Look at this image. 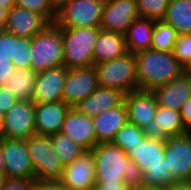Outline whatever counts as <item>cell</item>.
<instances>
[{"mask_svg": "<svg viewBox=\"0 0 191 190\" xmlns=\"http://www.w3.org/2000/svg\"><path fill=\"white\" fill-rule=\"evenodd\" d=\"M127 154L143 171V188H164L176 182L164 160V137L150 134Z\"/></svg>", "mask_w": 191, "mask_h": 190, "instance_id": "6da1fadb", "label": "cell"}, {"mask_svg": "<svg viewBox=\"0 0 191 190\" xmlns=\"http://www.w3.org/2000/svg\"><path fill=\"white\" fill-rule=\"evenodd\" d=\"M135 59L139 90L152 91L185 72V67L177 61L173 52L150 48L135 53Z\"/></svg>", "mask_w": 191, "mask_h": 190, "instance_id": "7a4b0ae2", "label": "cell"}, {"mask_svg": "<svg viewBox=\"0 0 191 190\" xmlns=\"http://www.w3.org/2000/svg\"><path fill=\"white\" fill-rule=\"evenodd\" d=\"M63 65L67 69L94 66L93 49L100 27L60 28Z\"/></svg>", "mask_w": 191, "mask_h": 190, "instance_id": "3957f363", "label": "cell"}, {"mask_svg": "<svg viewBox=\"0 0 191 190\" xmlns=\"http://www.w3.org/2000/svg\"><path fill=\"white\" fill-rule=\"evenodd\" d=\"M31 69L37 73L63 65L62 30L50 23L31 38Z\"/></svg>", "mask_w": 191, "mask_h": 190, "instance_id": "277c9868", "label": "cell"}, {"mask_svg": "<svg viewBox=\"0 0 191 190\" xmlns=\"http://www.w3.org/2000/svg\"><path fill=\"white\" fill-rule=\"evenodd\" d=\"M98 85L119 90L124 95L138 90L135 53L94 65Z\"/></svg>", "mask_w": 191, "mask_h": 190, "instance_id": "5b68a950", "label": "cell"}, {"mask_svg": "<svg viewBox=\"0 0 191 190\" xmlns=\"http://www.w3.org/2000/svg\"><path fill=\"white\" fill-rule=\"evenodd\" d=\"M105 0H65L56 8L59 28L100 27Z\"/></svg>", "mask_w": 191, "mask_h": 190, "instance_id": "8992f818", "label": "cell"}, {"mask_svg": "<svg viewBox=\"0 0 191 190\" xmlns=\"http://www.w3.org/2000/svg\"><path fill=\"white\" fill-rule=\"evenodd\" d=\"M26 144L36 180H59L64 165L54 152L51 136L34 134L26 139Z\"/></svg>", "mask_w": 191, "mask_h": 190, "instance_id": "52a82bcc", "label": "cell"}, {"mask_svg": "<svg viewBox=\"0 0 191 190\" xmlns=\"http://www.w3.org/2000/svg\"><path fill=\"white\" fill-rule=\"evenodd\" d=\"M96 182L124 181L123 174L130 161L128 154L112 142L97 144L92 150Z\"/></svg>", "mask_w": 191, "mask_h": 190, "instance_id": "ba28073f", "label": "cell"}, {"mask_svg": "<svg viewBox=\"0 0 191 190\" xmlns=\"http://www.w3.org/2000/svg\"><path fill=\"white\" fill-rule=\"evenodd\" d=\"M34 110V101L18 100L4 114V123L0 137L7 139H28L36 134Z\"/></svg>", "mask_w": 191, "mask_h": 190, "instance_id": "9c48e42d", "label": "cell"}, {"mask_svg": "<svg viewBox=\"0 0 191 190\" xmlns=\"http://www.w3.org/2000/svg\"><path fill=\"white\" fill-rule=\"evenodd\" d=\"M166 166L177 180H191V132L165 138Z\"/></svg>", "mask_w": 191, "mask_h": 190, "instance_id": "30bf717a", "label": "cell"}, {"mask_svg": "<svg viewBox=\"0 0 191 190\" xmlns=\"http://www.w3.org/2000/svg\"><path fill=\"white\" fill-rule=\"evenodd\" d=\"M98 87L94 66L68 69L62 93L63 102L70 107H75Z\"/></svg>", "mask_w": 191, "mask_h": 190, "instance_id": "8fae6325", "label": "cell"}, {"mask_svg": "<svg viewBox=\"0 0 191 190\" xmlns=\"http://www.w3.org/2000/svg\"><path fill=\"white\" fill-rule=\"evenodd\" d=\"M3 159L7 178H35V171L29 157L26 139L1 138Z\"/></svg>", "mask_w": 191, "mask_h": 190, "instance_id": "7c38bea8", "label": "cell"}, {"mask_svg": "<svg viewBox=\"0 0 191 190\" xmlns=\"http://www.w3.org/2000/svg\"><path fill=\"white\" fill-rule=\"evenodd\" d=\"M137 18L139 13L136 0H105L100 28L124 35Z\"/></svg>", "mask_w": 191, "mask_h": 190, "instance_id": "4fadbf2b", "label": "cell"}, {"mask_svg": "<svg viewBox=\"0 0 191 190\" xmlns=\"http://www.w3.org/2000/svg\"><path fill=\"white\" fill-rule=\"evenodd\" d=\"M128 121L152 134L157 101L152 91L135 90L124 96Z\"/></svg>", "mask_w": 191, "mask_h": 190, "instance_id": "5bb4252c", "label": "cell"}, {"mask_svg": "<svg viewBox=\"0 0 191 190\" xmlns=\"http://www.w3.org/2000/svg\"><path fill=\"white\" fill-rule=\"evenodd\" d=\"M95 160L91 151H85L72 163L64 165L59 181L72 190H93L95 180Z\"/></svg>", "mask_w": 191, "mask_h": 190, "instance_id": "9a60e30c", "label": "cell"}, {"mask_svg": "<svg viewBox=\"0 0 191 190\" xmlns=\"http://www.w3.org/2000/svg\"><path fill=\"white\" fill-rule=\"evenodd\" d=\"M60 133L83 147L86 151L97 145L96 131L92 117H89L75 107L67 112Z\"/></svg>", "mask_w": 191, "mask_h": 190, "instance_id": "2e32d148", "label": "cell"}, {"mask_svg": "<svg viewBox=\"0 0 191 190\" xmlns=\"http://www.w3.org/2000/svg\"><path fill=\"white\" fill-rule=\"evenodd\" d=\"M68 69L62 65L36 73L33 101L61 102Z\"/></svg>", "mask_w": 191, "mask_h": 190, "instance_id": "e0dca14e", "label": "cell"}, {"mask_svg": "<svg viewBox=\"0 0 191 190\" xmlns=\"http://www.w3.org/2000/svg\"><path fill=\"white\" fill-rule=\"evenodd\" d=\"M49 24L39 13L14 5L8 10L4 30L17 37L32 38Z\"/></svg>", "mask_w": 191, "mask_h": 190, "instance_id": "ac0fdd59", "label": "cell"}, {"mask_svg": "<svg viewBox=\"0 0 191 190\" xmlns=\"http://www.w3.org/2000/svg\"><path fill=\"white\" fill-rule=\"evenodd\" d=\"M158 105L180 111L191 97V73L182 75L152 90Z\"/></svg>", "mask_w": 191, "mask_h": 190, "instance_id": "d6986e66", "label": "cell"}, {"mask_svg": "<svg viewBox=\"0 0 191 190\" xmlns=\"http://www.w3.org/2000/svg\"><path fill=\"white\" fill-rule=\"evenodd\" d=\"M70 108L63 101L35 103L36 134L53 135L59 133Z\"/></svg>", "mask_w": 191, "mask_h": 190, "instance_id": "ffe728a7", "label": "cell"}, {"mask_svg": "<svg viewBox=\"0 0 191 190\" xmlns=\"http://www.w3.org/2000/svg\"><path fill=\"white\" fill-rule=\"evenodd\" d=\"M92 120L97 144L112 142L116 133L129 122L125 102L92 117Z\"/></svg>", "mask_w": 191, "mask_h": 190, "instance_id": "44dd1931", "label": "cell"}, {"mask_svg": "<svg viewBox=\"0 0 191 190\" xmlns=\"http://www.w3.org/2000/svg\"><path fill=\"white\" fill-rule=\"evenodd\" d=\"M124 96L119 90L99 86L90 96L81 100L75 108L89 117H94L120 105L124 101Z\"/></svg>", "mask_w": 191, "mask_h": 190, "instance_id": "7402d4cb", "label": "cell"}, {"mask_svg": "<svg viewBox=\"0 0 191 190\" xmlns=\"http://www.w3.org/2000/svg\"><path fill=\"white\" fill-rule=\"evenodd\" d=\"M125 36L100 29L93 49L94 65L119 58L127 53Z\"/></svg>", "mask_w": 191, "mask_h": 190, "instance_id": "603a6c76", "label": "cell"}, {"mask_svg": "<svg viewBox=\"0 0 191 190\" xmlns=\"http://www.w3.org/2000/svg\"><path fill=\"white\" fill-rule=\"evenodd\" d=\"M155 20L147 18L135 19L124 34L127 51L137 53L151 48Z\"/></svg>", "mask_w": 191, "mask_h": 190, "instance_id": "cb8c5ba5", "label": "cell"}, {"mask_svg": "<svg viewBox=\"0 0 191 190\" xmlns=\"http://www.w3.org/2000/svg\"><path fill=\"white\" fill-rule=\"evenodd\" d=\"M185 133L187 131L184 129L180 111L157 105L152 134L167 138Z\"/></svg>", "mask_w": 191, "mask_h": 190, "instance_id": "d4e9b609", "label": "cell"}, {"mask_svg": "<svg viewBox=\"0 0 191 190\" xmlns=\"http://www.w3.org/2000/svg\"><path fill=\"white\" fill-rule=\"evenodd\" d=\"M163 21L178 34L191 33V0H170Z\"/></svg>", "mask_w": 191, "mask_h": 190, "instance_id": "484cf974", "label": "cell"}, {"mask_svg": "<svg viewBox=\"0 0 191 190\" xmlns=\"http://www.w3.org/2000/svg\"><path fill=\"white\" fill-rule=\"evenodd\" d=\"M5 87L19 100L33 101L36 73L31 68H16Z\"/></svg>", "mask_w": 191, "mask_h": 190, "instance_id": "4316f807", "label": "cell"}, {"mask_svg": "<svg viewBox=\"0 0 191 190\" xmlns=\"http://www.w3.org/2000/svg\"><path fill=\"white\" fill-rule=\"evenodd\" d=\"M150 134V132L128 122L116 133L112 143L128 153L140 142H145Z\"/></svg>", "mask_w": 191, "mask_h": 190, "instance_id": "83f0119b", "label": "cell"}, {"mask_svg": "<svg viewBox=\"0 0 191 190\" xmlns=\"http://www.w3.org/2000/svg\"><path fill=\"white\" fill-rule=\"evenodd\" d=\"M50 136L52 138L54 152L57 153L63 165L72 163L86 151L83 147L60 132Z\"/></svg>", "mask_w": 191, "mask_h": 190, "instance_id": "f1b7e54d", "label": "cell"}, {"mask_svg": "<svg viewBox=\"0 0 191 190\" xmlns=\"http://www.w3.org/2000/svg\"><path fill=\"white\" fill-rule=\"evenodd\" d=\"M178 33L163 20L155 21L151 48L162 52H173Z\"/></svg>", "mask_w": 191, "mask_h": 190, "instance_id": "f546056e", "label": "cell"}, {"mask_svg": "<svg viewBox=\"0 0 191 190\" xmlns=\"http://www.w3.org/2000/svg\"><path fill=\"white\" fill-rule=\"evenodd\" d=\"M31 38L12 34V62L15 68H31Z\"/></svg>", "mask_w": 191, "mask_h": 190, "instance_id": "4dcf8cb0", "label": "cell"}, {"mask_svg": "<svg viewBox=\"0 0 191 190\" xmlns=\"http://www.w3.org/2000/svg\"><path fill=\"white\" fill-rule=\"evenodd\" d=\"M140 18L163 20L170 0H136Z\"/></svg>", "mask_w": 191, "mask_h": 190, "instance_id": "1f68e13d", "label": "cell"}, {"mask_svg": "<svg viewBox=\"0 0 191 190\" xmlns=\"http://www.w3.org/2000/svg\"><path fill=\"white\" fill-rule=\"evenodd\" d=\"M15 5L39 13L49 23L55 21L56 7L50 0H16Z\"/></svg>", "mask_w": 191, "mask_h": 190, "instance_id": "d6a6232c", "label": "cell"}, {"mask_svg": "<svg viewBox=\"0 0 191 190\" xmlns=\"http://www.w3.org/2000/svg\"><path fill=\"white\" fill-rule=\"evenodd\" d=\"M173 55L183 67L191 62V33L178 34Z\"/></svg>", "mask_w": 191, "mask_h": 190, "instance_id": "836d02e7", "label": "cell"}, {"mask_svg": "<svg viewBox=\"0 0 191 190\" xmlns=\"http://www.w3.org/2000/svg\"><path fill=\"white\" fill-rule=\"evenodd\" d=\"M123 174L124 182L132 189L139 190L143 188V171L130 160Z\"/></svg>", "mask_w": 191, "mask_h": 190, "instance_id": "e575fe53", "label": "cell"}, {"mask_svg": "<svg viewBox=\"0 0 191 190\" xmlns=\"http://www.w3.org/2000/svg\"><path fill=\"white\" fill-rule=\"evenodd\" d=\"M36 178H8L2 190H32Z\"/></svg>", "mask_w": 191, "mask_h": 190, "instance_id": "d590c367", "label": "cell"}, {"mask_svg": "<svg viewBox=\"0 0 191 190\" xmlns=\"http://www.w3.org/2000/svg\"><path fill=\"white\" fill-rule=\"evenodd\" d=\"M0 60H12V33L0 31Z\"/></svg>", "mask_w": 191, "mask_h": 190, "instance_id": "8d00e7d4", "label": "cell"}, {"mask_svg": "<svg viewBox=\"0 0 191 190\" xmlns=\"http://www.w3.org/2000/svg\"><path fill=\"white\" fill-rule=\"evenodd\" d=\"M19 99L5 86L0 87V111L6 114Z\"/></svg>", "mask_w": 191, "mask_h": 190, "instance_id": "74e56055", "label": "cell"}, {"mask_svg": "<svg viewBox=\"0 0 191 190\" xmlns=\"http://www.w3.org/2000/svg\"><path fill=\"white\" fill-rule=\"evenodd\" d=\"M15 69L12 60H0V87L8 84V81L11 79L10 75Z\"/></svg>", "mask_w": 191, "mask_h": 190, "instance_id": "f35d334b", "label": "cell"}, {"mask_svg": "<svg viewBox=\"0 0 191 190\" xmlns=\"http://www.w3.org/2000/svg\"><path fill=\"white\" fill-rule=\"evenodd\" d=\"M93 190H132L124 181L96 182Z\"/></svg>", "mask_w": 191, "mask_h": 190, "instance_id": "ab89813d", "label": "cell"}, {"mask_svg": "<svg viewBox=\"0 0 191 190\" xmlns=\"http://www.w3.org/2000/svg\"><path fill=\"white\" fill-rule=\"evenodd\" d=\"M184 129L191 132V97L184 103L180 110Z\"/></svg>", "mask_w": 191, "mask_h": 190, "instance_id": "60d3db41", "label": "cell"}, {"mask_svg": "<svg viewBox=\"0 0 191 190\" xmlns=\"http://www.w3.org/2000/svg\"><path fill=\"white\" fill-rule=\"evenodd\" d=\"M167 190H191V180H177L166 186Z\"/></svg>", "mask_w": 191, "mask_h": 190, "instance_id": "b9f144b4", "label": "cell"}, {"mask_svg": "<svg viewBox=\"0 0 191 190\" xmlns=\"http://www.w3.org/2000/svg\"><path fill=\"white\" fill-rule=\"evenodd\" d=\"M32 190H50V181L36 180L34 182Z\"/></svg>", "mask_w": 191, "mask_h": 190, "instance_id": "7bdbcfd3", "label": "cell"}, {"mask_svg": "<svg viewBox=\"0 0 191 190\" xmlns=\"http://www.w3.org/2000/svg\"><path fill=\"white\" fill-rule=\"evenodd\" d=\"M8 10L9 9H6V6H0V31L5 29Z\"/></svg>", "mask_w": 191, "mask_h": 190, "instance_id": "ee69618b", "label": "cell"}, {"mask_svg": "<svg viewBox=\"0 0 191 190\" xmlns=\"http://www.w3.org/2000/svg\"><path fill=\"white\" fill-rule=\"evenodd\" d=\"M50 190H72L70 187L63 185L59 180L50 181Z\"/></svg>", "mask_w": 191, "mask_h": 190, "instance_id": "f6af8a7d", "label": "cell"}, {"mask_svg": "<svg viewBox=\"0 0 191 190\" xmlns=\"http://www.w3.org/2000/svg\"><path fill=\"white\" fill-rule=\"evenodd\" d=\"M16 0H0V6H6V9H10L15 5Z\"/></svg>", "mask_w": 191, "mask_h": 190, "instance_id": "bcb514c9", "label": "cell"}, {"mask_svg": "<svg viewBox=\"0 0 191 190\" xmlns=\"http://www.w3.org/2000/svg\"><path fill=\"white\" fill-rule=\"evenodd\" d=\"M4 172H5V165H4V159H3L2 145L0 142V174H4Z\"/></svg>", "mask_w": 191, "mask_h": 190, "instance_id": "7dc6e473", "label": "cell"}, {"mask_svg": "<svg viewBox=\"0 0 191 190\" xmlns=\"http://www.w3.org/2000/svg\"><path fill=\"white\" fill-rule=\"evenodd\" d=\"M7 179L5 174H0V190L4 188Z\"/></svg>", "mask_w": 191, "mask_h": 190, "instance_id": "c3c4849f", "label": "cell"}, {"mask_svg": "<svg viewBox=\"0 0 191 190\" xmlns=\"http://www.w3.org/2000/svg\"><path fill=\"white\" fill-rule=\"evenodd\" d=\"M52 4L57 8L61 3H63L65 0H50Z\"/></svg>", "mask_w": 191, "mask_h": 190, "instance_id": "681fc988", "label": "cell"}, {"mask_svg": "<svg viewBox=\"0 0 191 190\" xmlns=\"http://www.w3.org/2000/svg\"><path fill=\"white\" fill-rule=\"evenodd\" d=\"M4 123V114L0 111V133Z\"/></svg>", "mask_w": 191, "mask_h": 190, "instance_id": "f907efd6", "label": "cell"}, {"mask_svg": "<svg viewBox=\"0 0 191 190\" xmlns=\"http://www.w3.org/2000/svg\"><path fill=\"white\" fill-rule=\"evenodd\" d=\"M141 190H167L166 187L164 188H142Z\"/></svg>", "mask_w": 191, "mask_h": 190, "instance_id": "816d5d0a", "label": "cell"}, {"mask_svg": "<svg viewBox=\"0 0 191 190\" xmlns=\"http://www.w3.org/2000/svg\"><path fill=\"white\" fill-rule=\"evenodd\" d=\"M185 72L191 73V62L185 67Z\"/></svg>", "mask_w": 191, "mask_h": 190, "instance_id": "f5cc1de1", "label": "cell"}]
</instances>
